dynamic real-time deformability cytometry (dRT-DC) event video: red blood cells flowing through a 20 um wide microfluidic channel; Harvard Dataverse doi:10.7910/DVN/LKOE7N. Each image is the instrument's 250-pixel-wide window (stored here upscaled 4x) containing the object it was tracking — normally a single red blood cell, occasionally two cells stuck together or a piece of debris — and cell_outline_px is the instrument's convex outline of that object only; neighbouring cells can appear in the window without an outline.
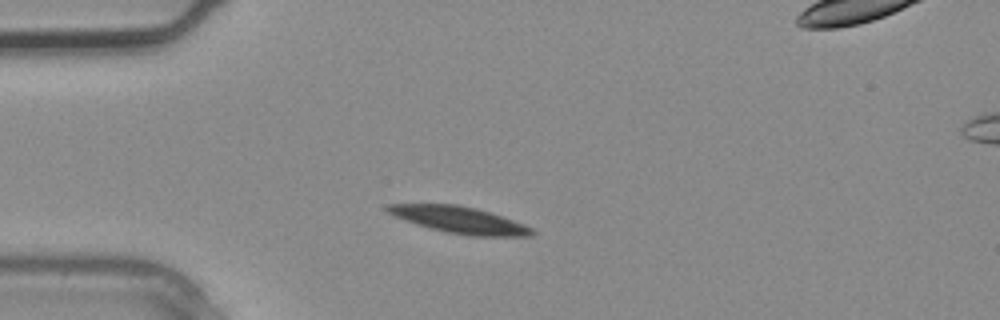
{"species": "common noctule bat (a hibernating species)", "species_latin": "Nyctalus noctula", "temperature_condition": "warm", "stored_images_in_passage": 3, "camera_frame_rate_fps": 3000, "um_per_image_px": 0.085, "animal": {"sex": "male", "body_mass_g": 20.4}, "frame": {"image": 1, "passage_image": 2, "time_ms": 0.333, "image_size_px": [1000, 320], "cell_outline_px": [[536, 232], [532, 236], [468, 236], [448, 232], [416, 224], [404, 220], [388, 212], [384, 208], [388, 204], [456, 204], [476, 208], [524, 224], [532, 228]], "centroid_in_image_um": [39.06, 18.69], "position_along_channel_um": 45.9, "area_um2": 22.14}}